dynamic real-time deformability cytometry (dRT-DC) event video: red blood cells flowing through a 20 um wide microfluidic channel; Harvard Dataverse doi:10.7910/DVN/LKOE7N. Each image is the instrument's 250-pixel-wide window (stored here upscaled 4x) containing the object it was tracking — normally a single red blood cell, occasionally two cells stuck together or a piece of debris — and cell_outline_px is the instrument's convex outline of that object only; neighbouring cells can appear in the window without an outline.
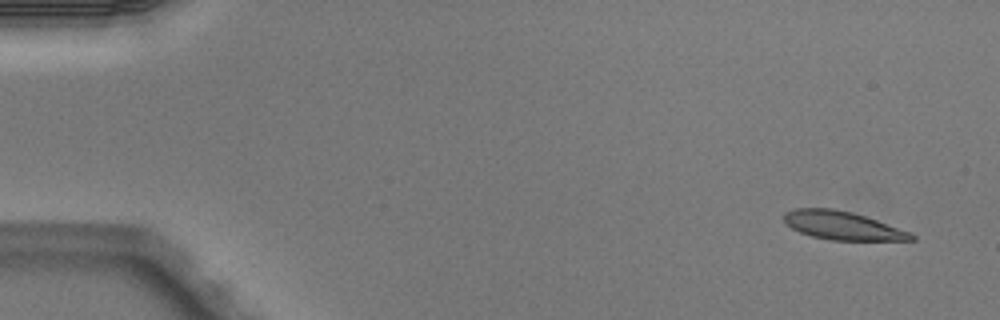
{"species": "Egyptian fruit bat (a non-hibernating species)", "species_latin": "Rousettus aegyptiacus", "temperature_condition": "warm", "stored_images_in_passage": 4, "camera_frame_rate_fps": 3000, "um_per_image_px": 0.085, "animal": {"sex": "male"}, "frame": {"image": 1, "passage_image": 1, "time_ms": 0.0, "image_size_px": [1000, 320], "cell_outline_px": [[916, 240], [832, 240], [812, 236], [800, 232], [792, 228], [784, 220], [784, 212], [792, 208], [832, 208], [852, 212], [912, 232], [916, 236]], "centroid_in_image_um": [71.62, 19.17], "position_along_channel_um": 13.4, "area_um2": 20.98}}
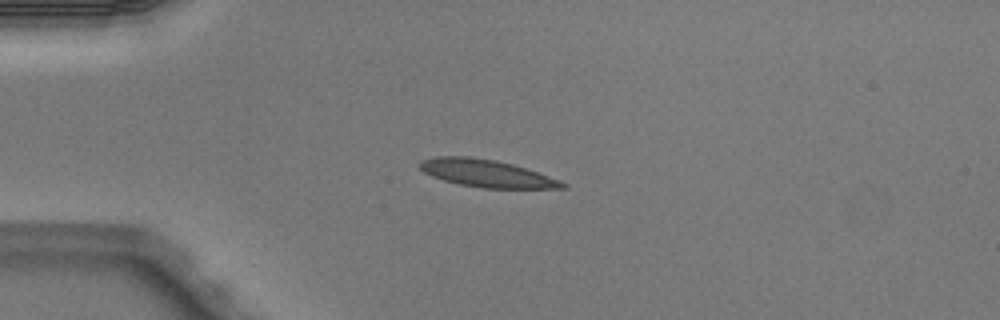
{"frame": {"image": 2, "passage_image": 3, "time_ms": 0.667, "image_size_px": [1000, 320], "cell_outline_px": [[568, 188], [484, 188], [460, 184], [444, 180], [432, 176], [424, 172], [416, 164], [420, 160], [436, 156], [468, 156], [496, 160], [512, 164], [560, 180], [568, 184]], "centroid_in_image_um": [41.32, 14.73], "position_along_channel_um": 43.7, "area_um2": 22.72}}